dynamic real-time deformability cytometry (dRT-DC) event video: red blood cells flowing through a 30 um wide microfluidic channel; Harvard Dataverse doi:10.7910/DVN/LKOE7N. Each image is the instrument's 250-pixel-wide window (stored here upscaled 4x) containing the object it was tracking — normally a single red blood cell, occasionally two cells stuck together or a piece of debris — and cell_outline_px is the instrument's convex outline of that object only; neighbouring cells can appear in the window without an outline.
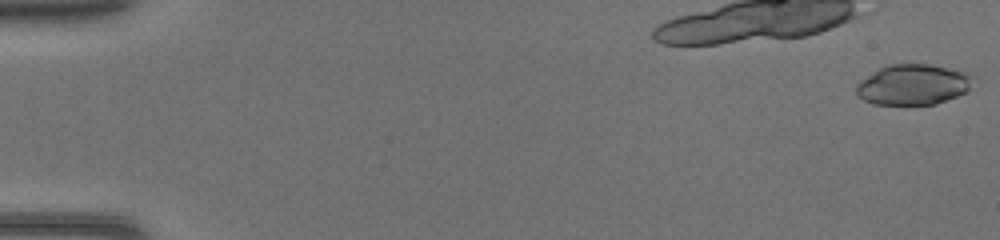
{"species": "common noctule bat (a hibernating species)", "species_latin": "Nyctalus noctula", "temperature_condition": "warm", "stored_images_in_passage": 14, "camera_frame_rate_fps": 3000, "um_per_image_px": 0.085, "animal": {"sex": "female", "body_mass_g": 17.0, "forearm_length_mm": 48.0}, "frame": {"image": 1, "passage_image": 1, "time_ms": 0.0, "image_size_px": [1000, 240], "cell_outline_px": [[976, 76], [968, 88], [964, 92], [956, 96], [936, 104], [872, 104], [856, 96], [856, 84], [860, 80], [880, 68], [888, 64], [928, 64], [968, 72]], "centroid_in_image_um": [77.6, 7.18], "position_along_channel_um": 7.4, "area_um2": 27.57}}